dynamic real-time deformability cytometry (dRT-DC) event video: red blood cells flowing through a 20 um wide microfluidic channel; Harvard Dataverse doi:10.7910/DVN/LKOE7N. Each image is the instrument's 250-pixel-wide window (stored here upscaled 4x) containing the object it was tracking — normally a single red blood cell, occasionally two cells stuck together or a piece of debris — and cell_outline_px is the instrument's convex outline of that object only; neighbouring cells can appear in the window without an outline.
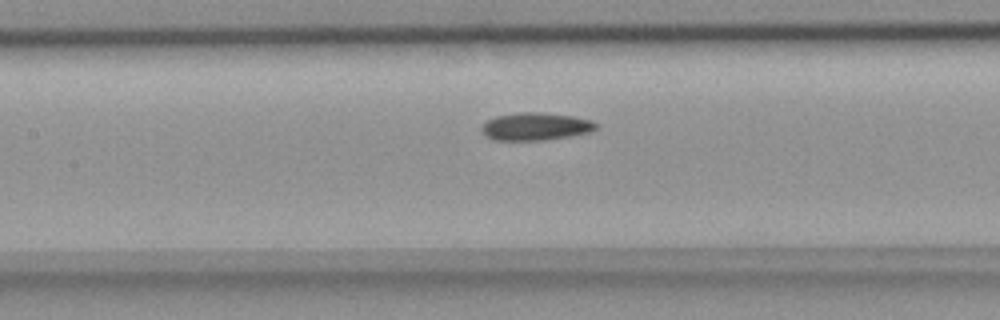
{"species": "common noctule bat (a hibernating species)", "species_latin": "Nyctalus noctula", "temperature_condition": "room temperature", "stored_images_in_passage": 39, "camera_frame_rate_fps": 3000, "um_per_image_px": 0.085, "animal": {"sex": "female", "body_mass_g": 18.4}, "frame": {"image": 1, "passage_image": 15, "time_ms": 4.667, "image_size_px": [1000, 320], "cell_outline_px": [[600, 124], [592, 132], [544, 140], [492, 140], [480, 128], [488, 120], [496, 116], [520, 112], [540, 112], [572, 116], [592, 120]], "centroid_in_image_um": [45.57, 10.75], "position_along_channel_um": 161.8, "area_um2": 18.38}}
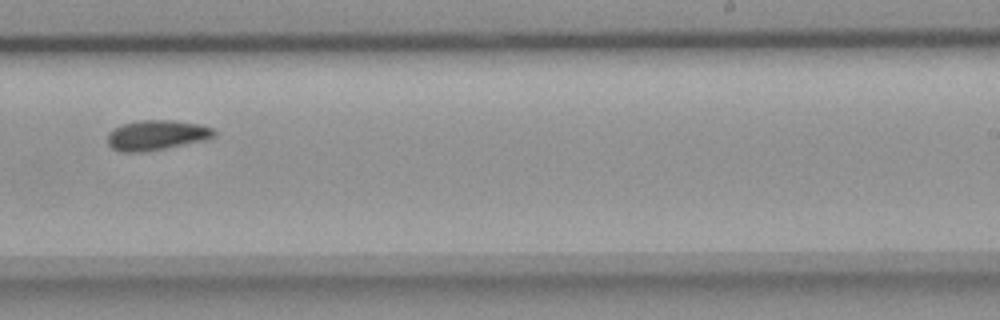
{"frame": {"image": 2, "passage_image": 24, "time_ms": 7.667, "image_size_px": [1000, 320], "cell_outline_px": [[216, 136], [204, 140], [144, 152], [120, 152], [112, 148], [108, 144], [108, 132], [112, 128], [120, 124], [140, 120], [172, 120], [200, 124], [212, 128], [216, 132]], "centroid_in_image_um": [13.27, 11.48], "position_along_channel_um": 275.7, "area_um2": 18.73}}
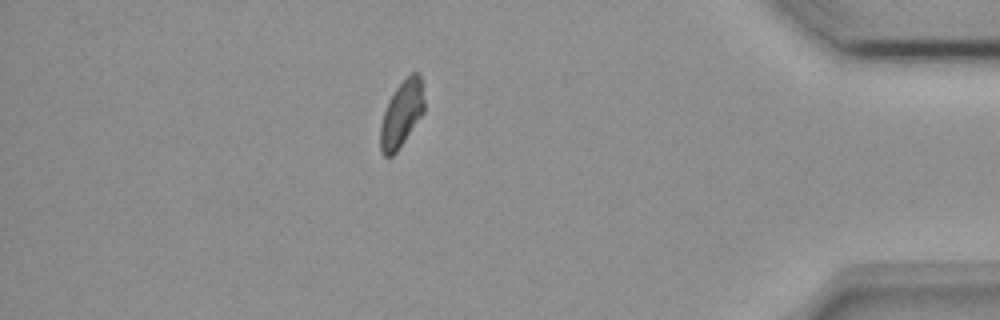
{"frame": {"image": 3, "passage_image": 37, "time_ms": 12.0, "image_size_px": [1000, 320], "cell_outline_px": [[424, 112], [396, 152], [392, 156], [384, 156], [380, 152], [380, 124], [384, 112], [396, 88], [412, 72], [420, 72], [424, 100]], "centroid_in_image_um": [34.14, 9.7], "position_along_channel_um": 401.1, "area_um2": 16.65}, "authors_computed_cell_mechanics": {"area_um2": 18.0914, "velocity_mm_per_s": 3.8083, "shape_relaxation_time_tau1_ms": 9.3401, "shape_relaxation_time_tau2_ms": null, "deformation_change_tau1": 0.1607, "deformation_change_tau2": null}}